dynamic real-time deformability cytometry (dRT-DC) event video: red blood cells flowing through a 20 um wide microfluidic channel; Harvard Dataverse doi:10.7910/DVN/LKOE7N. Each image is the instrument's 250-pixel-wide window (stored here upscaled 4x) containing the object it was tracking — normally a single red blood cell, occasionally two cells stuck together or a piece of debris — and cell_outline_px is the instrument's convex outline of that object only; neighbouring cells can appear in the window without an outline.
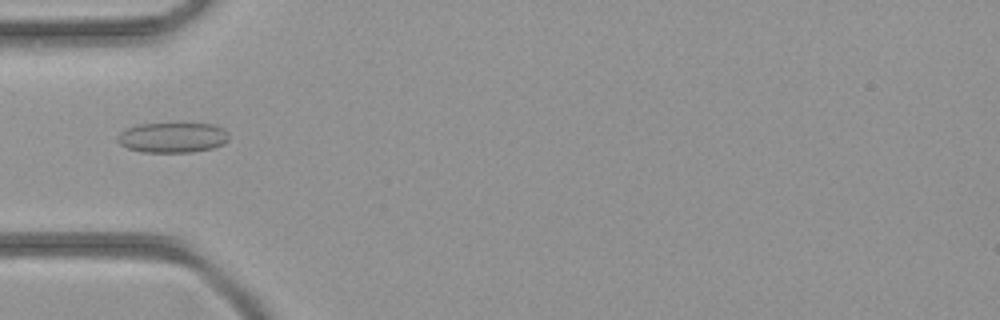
{"species": "common noctule bat (a hibernating species)", "species_latin": "Nyctalus noctula", "temperature_condition": "room temperature", "stored_images_in_passage": 32, "camera_frame_rate_fps": 3000, "um_per_image_px": 0.085, "animal": {"sex": "female", "body_mass_g": 21.9}, "frame": {"image": 1, "passage_image": 3, "time_ms": 0.667, "image_size_px": [1000, 320], "cell_outline_px": [[228, 140], [224, 144], [212, 148], [192, 152], [140, 152], [128, 148], [120, 144], [116, 140], [116, 136], [120, 132], [128, 128], [140, 124], [212, 124], [224, 128], [228, 132]], "centroid_in_image_um": [14.67, 11.7], "position_along_channel_um": 70.3, "area_um2": 19.59}}
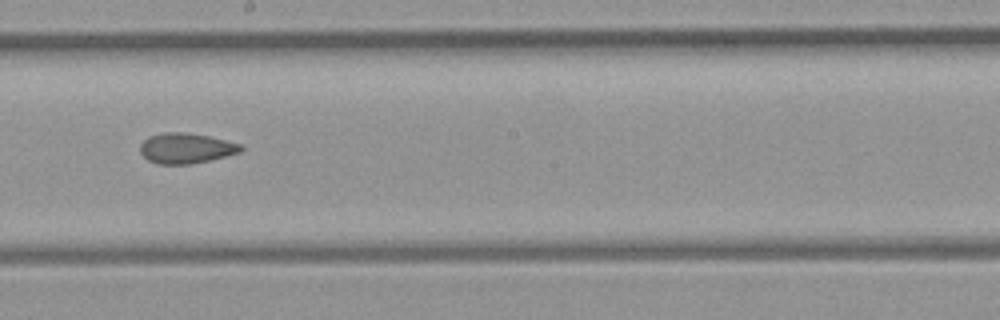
{"frame": {"image": 2, "passage_image": 13, "time_ms": 4.0, "image_size_px": [1000, 320], "cell_outline_px": [[244, 148], [240, 152], [192, 164], [156, 164], [148, 160], [140, 152], [140, 144], [148, 136], [164, 132], [184, 132], [208, 136], [240, 144]], "centroid_in_image_um": [15.77, 12.6], "position_along_channel_um": 232.4, "area_um2": 17.69}}
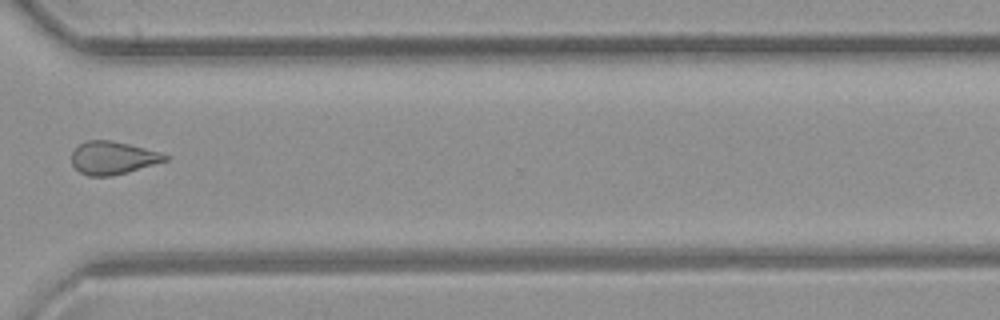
{"frame": {"image": 3, "passage_image": 21, "time_ms": 6.667, "image_size_px": [1000, 320], "cell_outline_px": [[172, 156], [168, 160], [128, 172], [112, 176], [88, 176], [80, 172], [72, 164], [72, 152], [80, 144], [88, 140], [112, 140], [160, 152]], "centroid_in_image_um": [9.62, 13.42], "position_along_channel_um": 361.0, "area_um2": 17.92}}